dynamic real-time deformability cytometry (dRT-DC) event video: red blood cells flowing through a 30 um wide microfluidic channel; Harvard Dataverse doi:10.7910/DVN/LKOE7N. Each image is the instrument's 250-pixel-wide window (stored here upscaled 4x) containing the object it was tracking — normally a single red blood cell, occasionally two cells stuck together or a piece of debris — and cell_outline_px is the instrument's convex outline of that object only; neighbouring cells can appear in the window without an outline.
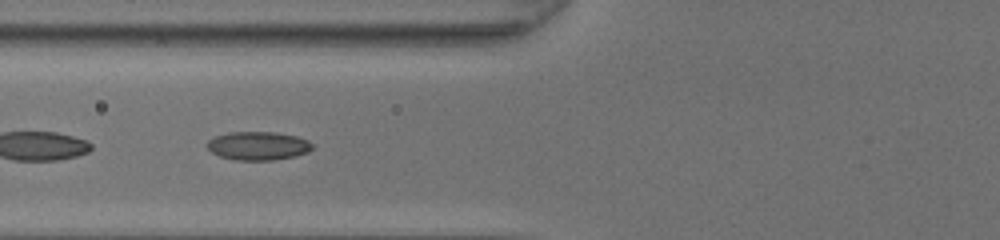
{"species": "common noctule bat (a hibernating species)", "species_latin": "Nyctalus noctula", "temperature_condition": "room temperature", "stored_images_in_passage": 51, "segment_of_instrument_passage": [2, 2], "camera_frame_rate_fps": 3000, "um_per_image_px": 0.085, "animal": {"sex": "female", "body_mass_g": 20.0, "forearm_length_mm": 54.0}, "frame": {"image": 1, "passage_image": 23, "time_ms": 7.333, "image_size_px": [1000, 240], "cell_outline_px": [[312, 148], [308, 152], [296, 156], [272, 160], [232, 160], [220, 156], [212, 152], [204, 144], [208, 140], [216, 136], [228, 132], [276, 132], [296, 136], [308, 140], [312, 144]], "centroid_in_image_um": [21.92, 12.39], "position_along_channel_um": 103.9, "area_um2": 17.57}}
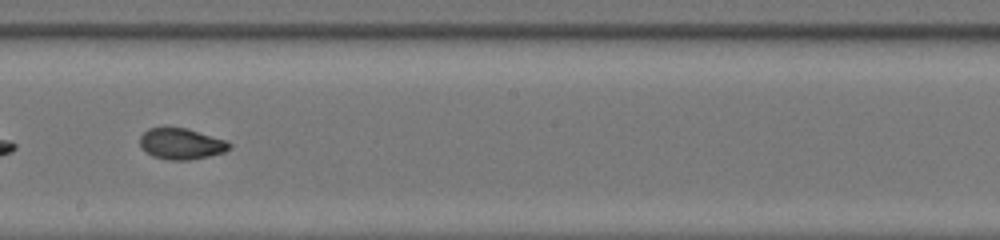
{"frame": {"image": 2, "passage_image": 32, "time_ms": 10.333, "image_size_px": [1000, 240], "cell_outline_px": [[232, 148], [224, 152], [208, 156], [188, 160], [168, 160], [152, 156], [140, 148], [140, 136], [148, 128], [188, 128], [224, 140], [232, 144]], "centroid_in_image_um": [15.39, 12.23], "position_along_channel_um": 232.8, "area_um2": 16.18}}
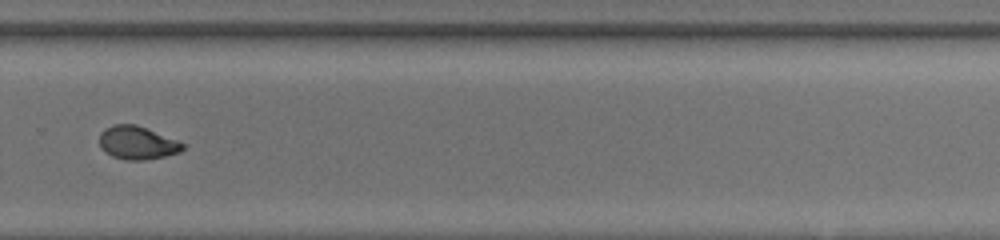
{"frame": {"image": 3, "passage_image": 38, "time_ms": 12.333, "image_size_px": [1000, 240], "cell_outline_px": [[188, 144], [180, 152], [164, 156], [144, 160], [124, 160], [112, 156], [104, 152], [100, 148], [100, 132], [104, 128], [112, 124], [136, 124]], "centroid_in_image_um": [11.66, 12.13], "position_along_channel_um": 318.1, "area_um2": 16.36}}